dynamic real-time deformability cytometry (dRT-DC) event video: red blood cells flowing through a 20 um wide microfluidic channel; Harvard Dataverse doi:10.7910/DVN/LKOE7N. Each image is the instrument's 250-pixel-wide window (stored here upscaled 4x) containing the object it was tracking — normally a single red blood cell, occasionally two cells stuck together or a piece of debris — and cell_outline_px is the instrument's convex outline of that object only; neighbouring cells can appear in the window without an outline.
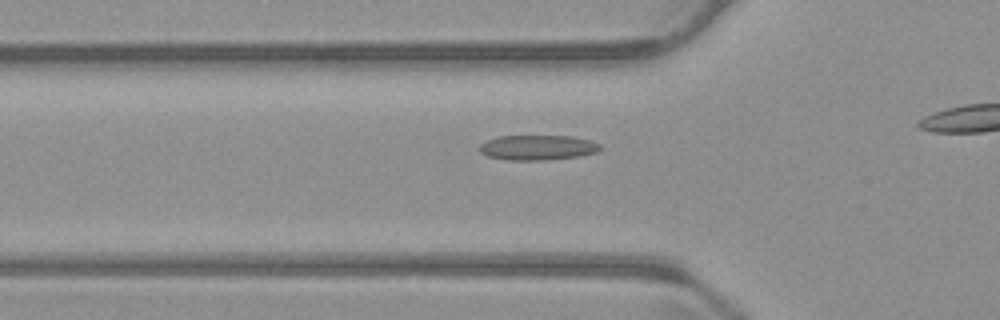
{"species": "common noctule bat (a hibernating species)", "species_latin": "Nyctalus noctula", "temperature_condition": "warm", "stored_images_in_passage": 16, "camera_frame_rate_fps": 3000, "um_per_image_px": 0.085, "animal": {"sex": "male", "body_mass_g": 23.1, "forearm_length_mm": 52.7}, "frame": {"image": 1, "passage_image": 7, "time_ms": 2.0, "image_size_px": [1000, 320], "cell_outline_px": [[600, 148], [596, 152], [580, 156], [544, 160], [508, 160], [488, 156], [480, 152], [480, 144], [496, 136], [572, 136], [588, 140], [600, 144]], "centroid_in_image_um": [45.68, 12.54], "position_along_channel_um": 80.1, "area_um2": 17.46}}
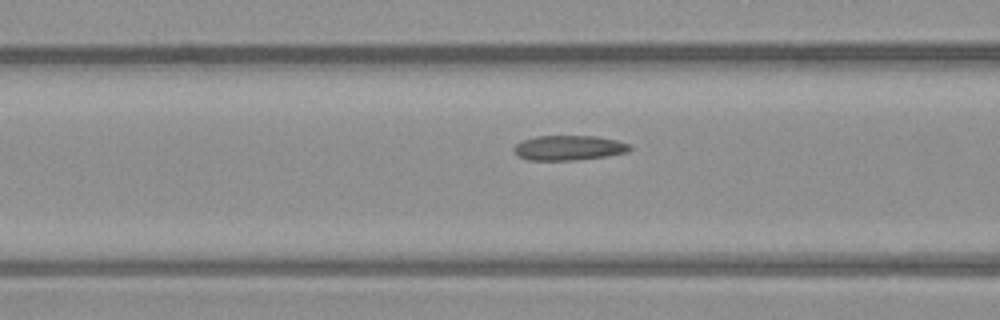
{"frame": {"image": 2, "passage_image": 10, "time_ms": 3.0, "image_size_px": [1000, 320], "cell_outline_px": [[632, 148], [628, 152], [608, 156], [576, 160], [528, 160], [512, 152], [512, 148], [516, 144], [524, 140], [536, 136], [596, 136], [616, 140], [628, 144]], "centroid_in_image_um": [48.34, 12.57], "position_along_channel_um": 118.3, "area_um2": 16.82}}
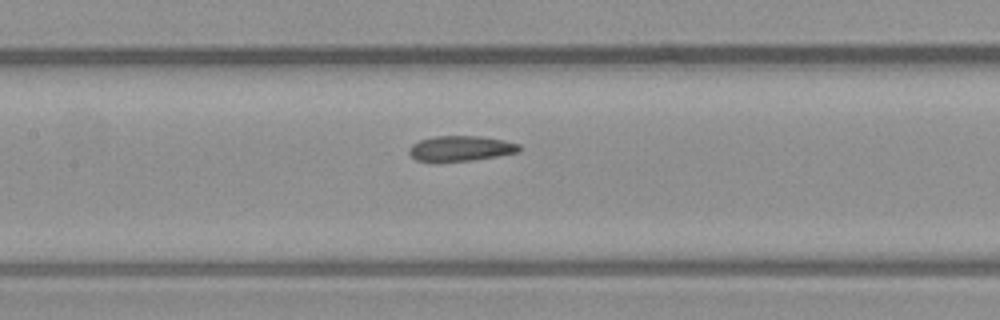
{"frame": {"image": 3, "passage_image": 14, "time_ms": 4.333, "image_size_px": [1000, 320], "cell_outline_px": [[520, 152], [472, 160], [416, 160], [408, 152], [408, 148], [412, 144], [420, 140], [436, 136], [480, 136], [504, 140], [520, 144]], "centroid_in_image_um": [39.19, 12.59], "position_along_channel_um": 168.2, "area_um2": 15.9}}